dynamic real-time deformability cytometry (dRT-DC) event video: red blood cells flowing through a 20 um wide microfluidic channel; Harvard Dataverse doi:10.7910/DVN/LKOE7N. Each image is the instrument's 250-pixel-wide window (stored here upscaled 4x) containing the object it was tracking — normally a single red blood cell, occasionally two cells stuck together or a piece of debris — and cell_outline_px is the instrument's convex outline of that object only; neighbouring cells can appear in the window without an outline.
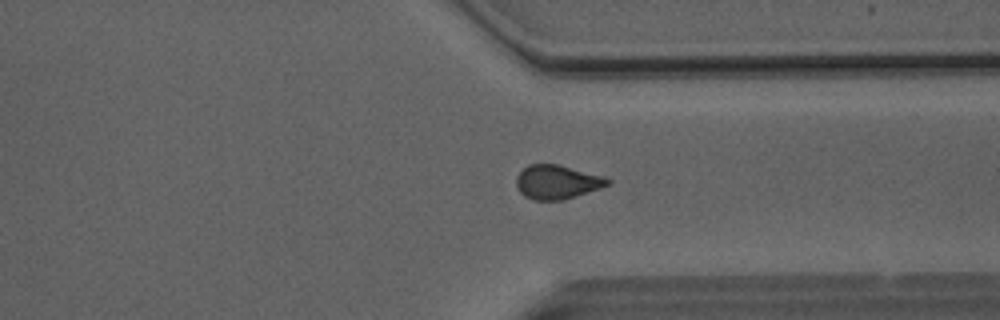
{"species": "Egyptian fruit bat (a non-hibernating species)", "species_latin": "Rousettus aegyptiacus", "temperature_condition": "room temperature", "stored_images_in_passage": 39, "camera_frame_rate_fps": 3000, "um_per_image_px": 0.085, "animal": {"sex": "male"}, "frame": {"image": 1, "passage_image": 27, "time_ms": 8.667, "image_size_px": [1000, 320], "cell_outline_px": [[612, 180], [608, 184], [600, 188], [564, 200], [532, 200], [524, 196], [520, 192], [516, 184], [516, 176], [528, 164], [556, 164], [604, 176]], "centroid_in_image_um": [47.33, 15.48], "position_along_channel_um": 364.1, "area_um2": 18.03}}
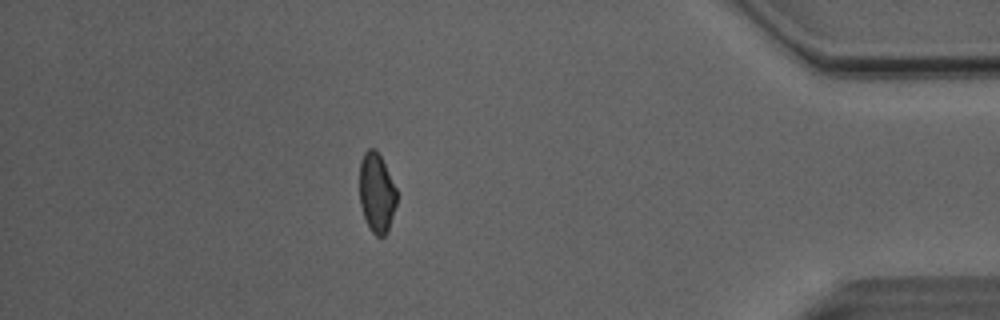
{"frame": {"image": 2, "passage_image": 33, "time_ms": 10.667, "image_size_px": [1000, 320], "cell_outline_px": [[396, 204], [388, 228], [384, 236], [376, 236], [372, 232], [364, 216], [360, 204], [360, 160], [364, 152], [368, 148], [376, 148], [396, 188]], "centroid_in_image_um": [32.0, 16.35], "position_along_channel_um": 403.2, "area_um2": 16.94}, "authors_computed_cell_mechanics": {"area_um2": 18.2648, "velocity_mm_per_s": 4.1075, "shape_relaxation_time_tau1_ms": null, "shape_relaxation_time_tau2_ms": 1.9399, "deformation_change_tau1": null, "deformation_change_tau2": 0.0745}}